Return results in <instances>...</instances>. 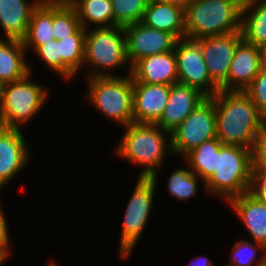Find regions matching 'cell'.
I'll use <instances>...</instances> for the list:
<instances>
[{
	"mask_svg": "<svg viewBox=\"0 0 266 266\" xmlns=\"http://www.w3.org/2000/svg\"><path fill=\"white\" fill-rule=\"evenodd\" d=\"M121 68L128 70L124 74L116 73ZM83 70L82 79L131 74V65L126 55L124 27L86 29Z\"/></svg>",
	"mask_w": 266,
	"mask_h": 266,
	"instance_id": "3957f363",
	"label": "cell"
},
{
	"mask_svg": "<svg viewBox=\"0 0 266 266\" xmlns=\"http://www.w3.org/2000/svg\"><path fill=\"white\" fill-rule=\"evenodd\" d=\"M263 66L266 67V42L260 46Z\"/></svg>",
	"mask_w": 266,
	"mask_h": 266,
	"instance_id": "74e56055",
	"label": "cell"
},
{
	"mask_svg": "<svg viewBox=\"0 0 266 266\" xmlns=\"http://www.w3.org/2000/svg\"><path fill=\"white\" fill-rule=\"evenodd\" d=\"M42 0H0V39L22 41L33 10Z\"/></svg>",
	"mask_w": 266,
	"mask_h": 266,
	"instance_id": "d6986e66",
	"label": "cell"
},
{
	"mask_svg": "<svg viewBox=\"0 0 266 266\" xmlns=\"http://www.w3.org/2000/svg\"><path fill=\"white\" fill-rule=\"evenodd\" d=\"M126 55L131 67L139 60L174 50L177 39L169 32L150 28L141 22L124 27Z\"/></svg>",
	"mask_w": 266,
	"mask_h": 266,
	"instance_id": "4fadbf2b",
	"label": "cell"
},
{
	"mask_svg": "<svg viewBox=\"0 0 266 266\" xmlns=\"http://www.w3.org/2000/svg\"><path fill=\"white\" fill-rule=\"evenodd\" d=\"M5 263H7L1 256H0V266H6V264Z\"/></svg>",
	"mask_w": 266,
	"mask_h": 266,
	"instance_id": "b9f144b4",
	"label": "cell"
},
{
	"mask_svg": "<svg viewBox=\"0 0 266 266\" xmlns=\"http://www.w3.org/2000/svg\"><path fill=\"white\" fill-rule=\"evenodd\" d=\"M241 11L234 0H191L185 8V38L198 40L241 31Z\"/></svg>",
	"mask_w": 266,
	"mask_h": 266,
	"instance_id": "8992f818",
	"label": "cell"
},
{
	"mask_svg": "<svg viewBox=\"0 0 266 266\" xmlns=\"http://www.w3.org/2000/svg\"><path fill=\"white\" fill-rule=\"evenodd\" d=\"M236 1L241 7H243L248 0H234Z\"/></svg>",
	"mask_w": 266,
	"mask_h": 266,
	"instance_id": "60d3db41",
	"label": "cell"
},
{
	"mask_svg": "<svg viewBox=\"0 0 266 266\" xmlns=\"http://www.w3.org/2000/svg\"><path fill=\"white\" fill-rule=\"evenodd\" d=\"M171 85L133 81L134 123L156 124L162 117Z\"/></svg>",
	"mask_w": 266,
	"mask_h": 266,
	"instance_id": "5bb4252c",
	"label": "cell"
},
{
	"mask_svg": "<svg viewBox=\"0 0 266 266\" xmlns=\"http://www.w3.org/2000/svg\"><path fill=\"white\" fill-rule=\"evenodd\" d=\"M155 1L176 5L185 10V8L187 7V5L191 0H155Z\"/></svg>",
	"mask_w": 266,
	"mask_h": 266,
	"instance_id": "8d00e7d4",
	"label": "cell"
},
{
	"mask_svg": "<svg viewBox=\"0 0 266 266\" xmlns=\"http://www.w3.org/2000/svg\"><path fill=\"white\" fill-rule=\"evenodd\" d=\"M55 40L53 34V0H42L33 10L26 35L22 39L27 54Z\"/></svg>",
	"mask_w": 266,
	"mask_h": 266,
	"instance_id": "7402d4cb",
	"label": "cell"
},
{
	"mask_svg": "<svg viewBox=\"0 0 266 266\" xmlns=\"http://www.w3.org/2000/svg\"><path fill=\"white\" fill-rule=\"evenodd\" d=\"M72 6L84 29L115 26L111 0H76Z\"/></svg>",
	"mask_w": 266,
	"mask_h": 266,
	"instance_id": "d4e9b609",
	"label": "cell"
},
{
	"mask_svg": "<svg viewBox=\"0 0 266 266\" xmlns=\"http://www.w3.org/2000/svg\"><path fill=\"white\" fill-rule=\"evenodd\" d=\"M216 136L223 144L253 148L265 127L258 109L245 91L220 90L213 97Z\"/></svg>",
	"mask_w": 266,
	"mask_h": 266,
	"instance_id": "7a4b0ae2",
	"label": "cell"
},
{
	"mask_svg": "<svg viewBox=\"0 0 266 266\" xmlns=\"http://www.w3.org/2000/svg\"><path fill=\"white\" fill-rule=\"evenodd\" d=\"M252 167H266V127L255 139L252 148Z\"/></svg>",
	"mask_w": 266,
	"mask_h": 266,
	"instance_id": "e575fe53",
	"label": "cell"
},
{
	"mask_svg": "<svg viewBox=\"0 0 266 266\" xmlns=\"http://www.w3.org/2000/svg\"><path fill=\"white\" fill-rule=\"evenodd\" d=\"M2 87H3V84L0 82V104H1Z\"/></svg>",
	"mask_w": 266,
	"mask_h": 266,
	"instance_id": "7bdbcfd3",
	"label": "cell"
},
{
	"mask_svg": "<svg viewBox=\"0 0 266 266\" xmlns=\"http://www.w3.org/2000/svg\"><path fill=\"white\" fill-rule=\"evenodd\" d=\"M226 204L235 212L251 241L266 248V204L256 200L248 192L231 198Z\"/></svg>",
	"mask_w": 266,
	"mask_h": 266,
	"instance_id": "ac0fdd59",
	"label": "cell"
},
{
	"mask_svg": "<svg viewBox=\"0 0 266 266\" xmlns=\"http://www.w3.org/2000/svg\"><path fill=\"white\" fill-rule=\"evenodd\" d=\"M230 251L229 263L224 266H259L266 259V248L247 237L236 240Z\"/></svg>",
	"mask_w": 266,
	"mask_h": 266,
	"instance_id": "83f0119b",
	"label": "cell"
},
{
	"mask_svg": "<svg viewBox=\"0 0 266 266\" xmlns=\"http://www.w3.org/2000/svg\"><path fill=\"white\" fill-rule=\"evenodd\" d=\"M216 137L215 102L207 97L171 132L173 156L181 160L203 142Z\"/></svg>",
	"mask_w": 266,
	"mask_h": 266,
	"instance_id": "9c48e42d",
	"label": "cell"
},
{
	"mask_svg": "<svg viewBox=\"0 0 266 266\" xmlns=\"http://www.w3.org/2000/svg\"><path fill=\"white\" fill-rule=\"evenodd\" d=\"M243 40L260 47L266 42V0H248L241 11Z\"/></svg>",
	"mask_w": 266,
	"mask_h": 266,
	"instance_id": "cb8c5ba5",
	"label": "cell"
},
{
	"mask_svg": "<svg viewBox=\"0 0 266 266\" xmlns=\"http://www.w3.org/2000/svg\"><path fill=\"white\" fill-rule=\"evenodd\" d=\"M33 77L34 73H29L21 80L3 84L0 104L2 127L23 130L47 107L49 87Z\"/></svg>",
	"mask_w": 266,
	"mask_h": 266,
	"instance_id": "5b68a950",
	"label": "cell"
},
{
	"mask_svg": "<svg viewBox=\"0 0 266 266\" xmlns=\"http://www.w3.org/2000/svg\"><path fill=\"white\" fill-rule=\"evenodd\" d=\"M59 263H60V262H58V261L56 262V260H53V258H52L51 260L49 259V263L46 264V265H47V266H63V265H61V264L59 265Z\"/></svg>",
	"mask_w": 266,
	"mask_h": 266,
	"instance_id": "f35d334b",
	"label": "cell"
},
{
	"mask_svg": "<svg viewBox=\"0 0 266 266\" xmlns=\"http://www.w3.org/2000/svg\"><path fill=\"white\" fill-rule=\"evenodd\" d=\"M222 144L217 137L203 142L181 160L206 183L215 173V152Z\"/></svg>",
	"mask_w": 266,
	"mask_h": 266,
	"instance_id": "4316f807",
	"label": "cell"
},
{
	"mask_svg": "<svg viewBox=\"0 0 266 266\" xmlns=\"http://www.w3.org/2000/svg\"><path fill=\"white\" fill-rule=\"evenodd\" d=\"M185 10L179 6L149 0L141 23L162 31L169 32L177 40L185 38Z\"/></svg>",
	"mask_w": 266,
	"mask_h": 266,
	"instance_id": "ffe728a7",
	"label": "cell"
},
{
	"mask_svg": "<svg viewBox=\"0 0 266 266\" xmlns=\"http://www.w3.org/2000/svg\"><path fill=\"white\" fill-rule=\"evenodd\" d=\"M256 105L260 117L266 122V67H263L245 90Z\"/></svg>",
	"mask_w": 266,
	"mask_h": 266,
	"instance_id": "1f68e13d",
	"label": "cell"
},
{
	"mask_svg": "<svg viewBox=\"0 0 266 266\" xmlns=\"http://www.w3.org/2000/svg\"><path fill=\"white\" fill-rule=\"evenodd\" d=\"M22 41L0 39V82H14L34 73L29 56ZM31 64V65H30Z\"/></svg>",
	"mask_w": 266,
	"mask_h": 266,
	"instance_id": "44dd1931",
	"label": "cell"
},
{
	"mask_svg": "<svg viewBox=\"0 0 266 266\" xmlns=\"http://www.w3.org/2000/svg\"><path fill=\"white\" fill-rule=\"evenodd\" d=\"M133 81L147 84L173 85L178 83L174 50L139 59L131 67Z\"/></svg>",
	"mask_w": 266,
	"mask_h": 266,
	"instance_id": "e0dca14e",
	"label": "cell"
},
{
	"mask_svg": "<svg viewBox=\"0 0 266 266\" xmlns=\"http://www.w3.org/2000/svg\"><path fill=\"white\" fill-rule=\"evenodd\" d=\"M125 129V130H124ZM124 130L112 154L121 161L140 167L138 178H151L158 187L159 173L172 158L171 133L156 124L131 123Z\"/></svg>",
	"mask_w": 266,
	"mask_h": 266,
	"instance_id": "6da1fadb",
	"label": "cell"
},
{
	"mask_svg": "<svg viewBox=\"0 0 266 266\" xmlns=\"http://www.w3.org/2000/svg\"><path fill=\"white\" fill-rule=\"evenodd\" d=\"M248 193L266 204V167H252Z\"/></svg>",
	"mask_w": 266,
	"mask_h": 266,
	"instance_id": "d6a6232c",
	"label": "cell"
},
{
	"mask_svg": "<svg viewBox=\"0 0 266 266\" xmlns=\"http://www.w3.org/2000/svg\"><path fill=\"white\" fill-rule=\"evenodd\" d=\"M206 98L198 89L188 85H171L168 102L156 125L171 133Z\"/></svg>",
	"mask_w": 266,
	"mask_h": 266,
	"instance_id": "2e32d148",
	"label": "cell"
},
{
	"mask_svg": "<svg viewBox=\"0 0 266 266\" xmlns=\"http://www.w3.org/2000/svg\"><path fill=\"white\" fill-rule=\"evenodd\" d=\"M115 26L125 27L141 21L149 0H111Z\"/></svg>",
	"mask_w": 266,
	"mask_h": 266,
	"instance_id": "f546056e",
	"label": "cell"
},
{
	"mask_svg": "<svg viewBox=\"0 0 266 266\" xmlns=\"http://www.w3.org/2000/svg\"><path fill=\"white\" fill-rule=\"evenodd\" d=\"M81 27L77 11L72 5L53 0V34L55 40L73 35Z\"/></svg>",
	"mask_w": 266,
	"mask_h": 266,
	"instance_id": "f1b7e54d",
	"label": "cell"
},
{
	"mask_svg": "<svg viewBox=\"0 0 266 266\" xmlns=\"http://www.w3.org/2000/svg\"><path fill=\"white\" fill-rule=\"evenodd\" d=\"M4 205L2 206L0 201V256L6 261L11 257H14L12 254V239L10 233V228L8 225L7 213L3 210ZM6 215V216H5Z\"/></svg>",
	"mask_w": 266,
	"mask_h": 266,
	"instance_id": "836d02e7",
	"label": "cell"
},
{
	"mask_svg": "<svg viewBox=\"0 0 266 266\" xmlns=\"http://www.w3.org/2000/svg\"><path fill=\"white\" fill-rule=\"evenodd\" d=\"M86 29L80 27L73 35L58 40L61 55V80L72 82L83 73Z\"/></svg>",
	"mask_w": 266,
	"mask_h": 266,
	"instance_id": "603a6c76",
	"label": "cell"
},
{
	"mask_svg": "<svg viewBox=\"0 0 266 266\" xmlns=\"http://www.w3.org/2000/svg\"><path fill=\"white\" fill-rule=\"evenodd\" d=\"M125 206L121 219L122 227L119 236L118 258L126 261L132 257L144 235L149 219L155 208L157 186L151 178H138ZM154 206V207H153Z\"/></svg>",
	"mask_w": 266,
	"mask_h": 266,
	"instance_id": "ba28073f",
	"label": "cell"
},
{
	"mask_svg": "<svg viewBox=\"0 0 266 266\" xmlns=\"http://www.w3.org/2000/svg\"><path fill=\"white\" fill-rule=\"evenodd\" d=\"M263 67L260 47L243 40L230 64L228 79L220 90L245 91Z\"/></svg>",
	"mask_w": 266,
	"mask_h": 266,
	"instance_id": "9a60e30c",
	"label": "cell"
},
{
	"mask_svg": "<svg viewBox=\"0 0 266 266\" xmlns=\"http://www.w3.org/2000/svg\"><path fill=\"white\" fill-rule=\"evenodd\" d=\"M25 130L0 128V195L6 185L10 186L15 176L28 169L34 155L26 137ZM33 157V158H32Z\"/></svg>",
	"mask_w": 266,
	"mask_h": 266,
	"instance_id": "8fae6325",
	"label": "cell"
},
{
	"mask_svg": "<svg viewBox=\"0 0 266 266\" xmlns=\"http://www.w3.org/2000/svg\"><path fill=\"white\" fill-rule=\"evenodd\" d=\"M84 82L88 89L84 101L98 114L122 128L134 122L131 74L86 78Z\"/></svg>",
	"mask_w": 266,
	"mask_h": 266,
	"instance_id": "52a82bcc",
	"label": "cell"
},
{
	"mask_svg": "<svg viewBox=\"0 0 266 266\" xmlns=\"http://www.w3.org/2000/svg\"><path fill=\"white\" fill-rule=\"evenodd\" d=\"M55 1L63 3V4L72 5L76 0H55Z\"/></svg>",
	"mask_w": 266,
	"mask_h": 266,
	"instance_id": "ab89813d",
	"label": "cell"
},
{
	"mask_svg": "<svg viewBox=\"0 0 266 266\" xmlns=\"http://www.w3.org/2000/svg\"><path fill=\"white\" fill-rule=\"evenodd\" d=\"M187 266H216L212 259L203 255H197L191 259Z\"/></svg>",
	"mask_w": 266,
	"mask_h": 266,
	"instance_id": "d590c367",
	"label": "cell"
},
{
	"mask_svg": "<svg viewBox=\"0 0 266 266\" xmlns=\"http://www.w3.org/2000/svg\"><path fill=\"white\" fill-rule=\"evenodd\" d=\"M32 55H35L39 62L44 63L42 65H45L48 71L61 79V55L57 40H50L41 45Z\"/></svg>",
	"mask_w": 266,
	"mask_h": 266,
	"instance_id": "4dcf8cb0",
	"label": "cell"
},
{
	"mask_svg": "<svg viewBox=\"0 0 266 266\" xmlns=\"http://www.w3.org/2000/svg\"><path fill=\"white\" fill-rule=\"evenodd\" d=\"M259 266H266V259L263 262H261Z\"/></svg>",
	"mask_w": 266,
	"mask_h": 266,
	"instance_id": "ee69618b",
	"label": "cell"
},
{
	"mask_svg": "<svg viewBox=\"0 0 266 266\" xmlns=\"http://www.w3.org/2000/svg\"><path fill=\"white\" fill-rule=\"evenodd\" d=\"M252 171V149L222 144L215 152V173L205 183L207 195L226 204L248 192Z\"/></svg>",
	"mask_w": 266,
	"mask_h": 266,
	"instance_id": "277c9868",
	"label": "cell"
},
{
	"mask_svg": "<svg viewBox=\"0 0 266 266\" xmlns=\"http://www.w3.org/2000/svg\"><path fill=\"white\" fill-rule=\"evenodd\" d=\"M185 165V166H184ZM179 167V168H178ZM176 169H172L170 175L166 178V192L177 201L188 203L193 197H198L199 186L201 185L204 190L205 196L207 192L205 190V182L183 162V167L178 166ZM200 183V185H199ZM167 187V188H166Z\"/></svg>",
	"mask_w": 266,
	"mask_h": 266,
	"instance_id": "484cf974",
	"label": "cell"
},
{
	"mask_svg": "<svg viewBox=\"0 0 266 266\" xmlns=\"http://www.w3.org/2000/svg\"><path fill=\"white\" fill-rule=\"evenodd\" d=\"M211 80L220 88L228 79L230 64L238 45L243 41L241 31L196 40Z\"/></svg>",
	"mask_w": 266,
	"mask_h": 266,
	"instance_id": "7c38bea8",
	"label": "cell"
},
{
	"mask_svg": "<svg viewBox=\"0 0 266 266\" xmlns=\"http://www.w3.org/2000/svg\"><path fill=\"white\" fill-rule=\"evenodd\" d=\"M178 83L198 89L206 97H213L220 88L211 80L196 40L182 38L175 44Z\"/></svg>",
	"mask_w": 266,
	"mask_h": 266,
	"instance_id": "30bf717a",
	"label": "cell"
}]
</instances>
